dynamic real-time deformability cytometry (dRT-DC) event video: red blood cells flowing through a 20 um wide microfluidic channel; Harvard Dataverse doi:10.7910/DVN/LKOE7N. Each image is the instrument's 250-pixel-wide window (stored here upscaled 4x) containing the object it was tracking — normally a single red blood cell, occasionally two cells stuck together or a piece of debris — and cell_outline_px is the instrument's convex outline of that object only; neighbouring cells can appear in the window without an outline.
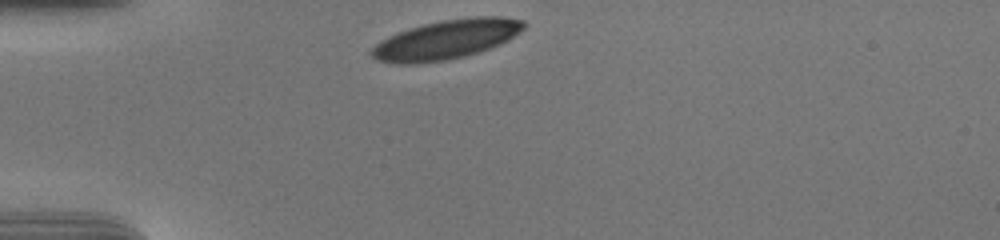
{"species": "human", "species_latin": "Homo sapiens", "temperature_condition": "cold", "stored_images_in_passage": 31, "camera_frame_rate_fps": 3000, "um_per_image_px": 0.085, "donor": {"sex": "male"}, "frame": {"image": 1, "passage_image": 1, "time_ms": 0.0, "image_size_px": [1000, 240], "cell_outline_px": [[528, 24], [520, 32], [508, 40], [500, 44], [464, 56], [444, 60], [412, 64], [396, 64], [376, 60], [368, 52], [380, 40], [388, 36], [424, 24], [444, 20], [476, 16], [500, 16], [524, 20]], "centroid_in_image_um": [37.94, 3.36], "position_along_channel_um": 47.1, "area_um2": 34.62}}
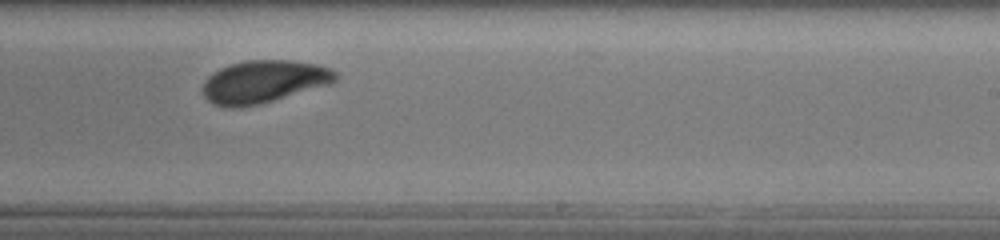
{"frame": {"image": 2, "passage_image": 21, "time_ms": 6.667, "image_size_px": [1000, 240], "cell_outline_px": [[336, 80], [332, 84], [260, 104], [232, 108], [228, 108], [212, 104], [204, 96], [204, 80], [212, 72], [220, 68], [232, 64], [248, 60], [288, 60], [316, 64], [328, 68], [336, 72]], "centroid_in_image_um": [22.41, 6.95], "position_along_channel_um": 266.6, "area_um2": 32.89}}
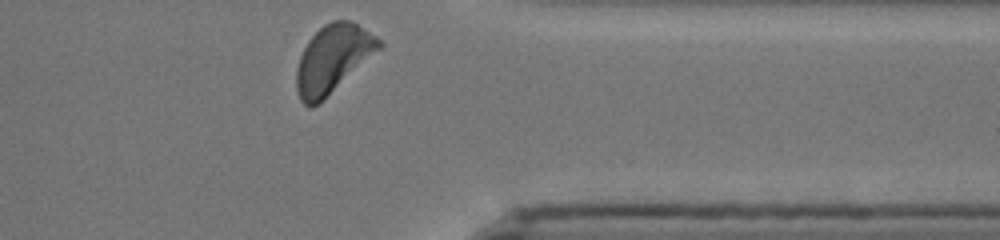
{"frame": {"image": 3, "passage_image": 31, "time_ms": 10.0, "image_size_px": [1000, 240], "cell_outline_px": [[384, 44], [380, 48], [316, 104], [304, 104], [300, 100], [296, 88], [296, 68], [300, 56], [308, 40], [324, 24], [332, 20], [348, 20], [356, 24], [376, 36]], "centroid_in_image_um": [28.25, 4.95], "position_along_channel_um": 383.1, "area_um2": 31.39}, "authors_computed_cell_mechanics": {"area_um2": 33.9286, "velocity_mm_per_s": 3.6803, "shape_relaxation_time_tau1_ms": 5.4915, "shape_relaxation_time_tau2_ms": 6.4438, "deformation_change_tau1": 0.1761, "deformation_change_tau2": 0.1034}}